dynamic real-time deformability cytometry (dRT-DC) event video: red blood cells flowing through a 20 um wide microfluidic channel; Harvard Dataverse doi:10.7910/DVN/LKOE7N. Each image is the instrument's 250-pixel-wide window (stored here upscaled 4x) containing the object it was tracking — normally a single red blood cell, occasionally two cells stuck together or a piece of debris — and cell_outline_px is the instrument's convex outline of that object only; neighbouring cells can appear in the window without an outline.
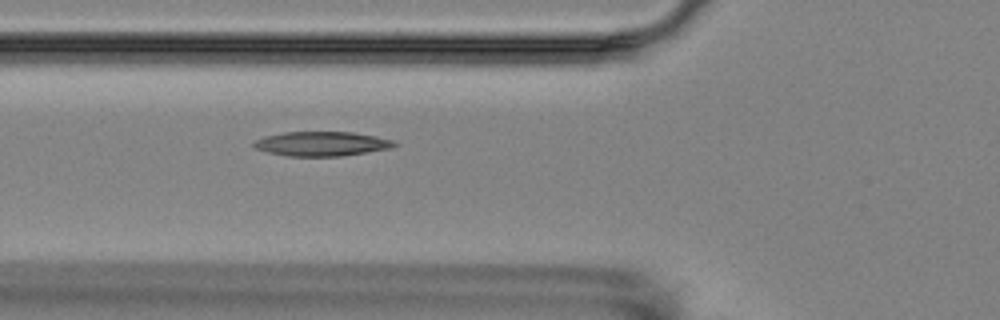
{"species": "Egyptian fruit bat (a non-hibernating species)", "species_latin": "Rousettus aegyptiacus", "temperature_condition": "room temperature", "stored_images_in_passage": 2, "camera_frame_rate_fps": 3000, "um_per_image_px": 0.085, "animal": {"sex": "female"}, "frame": {"image": 1, "passage_image": 2, "time_ms": 1.0, "image_size_px": [1000, 320], "cell_outline_px": [[400, 144], [392, 148], [340, 156], [288, 156], [268, 152], [256, 148], [252, 144], [252, 140], [264, 136], [284, 132], [352, 132], [376, 136], [396, 140]], "centroid_in_image_um": [27.37, 12.21], "position_along_channel_um": 98.4, "area_um2": 20.17}}